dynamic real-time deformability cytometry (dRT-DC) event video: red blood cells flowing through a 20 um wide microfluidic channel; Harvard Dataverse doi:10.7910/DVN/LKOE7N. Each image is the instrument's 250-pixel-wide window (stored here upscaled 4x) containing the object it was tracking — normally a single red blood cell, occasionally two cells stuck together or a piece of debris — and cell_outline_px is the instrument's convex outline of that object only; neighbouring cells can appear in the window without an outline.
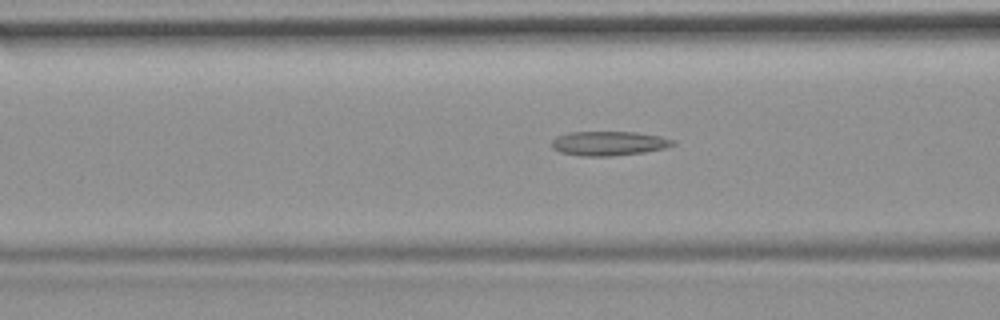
{"species": "common noctule bat (a hibernating species)", "species_latin": "Nyctalus noctula", "temperature_condition": "room temperature", "stored_images_in_passage": 17, "camera_frame_rate_fps": 3000, "um_per_image_px": 0.085, "animal": {"sex": "female", "body_mass_g": 19.9}, "frame": {"image": 1, "passage_image": 14, "time_ms": 4.333, "image_size_px": [1000, 320], "cell_outline_px": [[676, 144], [664, 148], [644, 152], [612, 156], [580, 156], [560, 152], [552, 148], [552, 140], [556, 136], [568, 132], [636, 132], [660, 136], [676, 140]], "centroid_in_image_um": [51.74, 12.18], "position_along_channel_um": 114.9, "area_um2": 17.28}}